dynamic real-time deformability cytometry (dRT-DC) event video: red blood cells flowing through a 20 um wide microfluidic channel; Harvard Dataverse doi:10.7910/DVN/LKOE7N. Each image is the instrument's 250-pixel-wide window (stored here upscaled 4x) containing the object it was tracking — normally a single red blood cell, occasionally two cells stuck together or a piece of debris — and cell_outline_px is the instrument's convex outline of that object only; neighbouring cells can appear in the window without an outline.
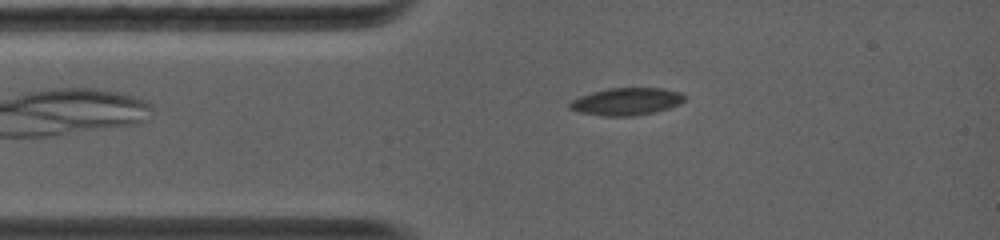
{"species": "common noctule bat (a hibernating species)", "species_latin": "Nyctalus noctula", "temperature_condition": "warm", "stored_images_in_passage": 60, "camera_frame_rate_fps": 5000, "um_per_image_px": 0.085, "animal": {"sex": "female", "body_mass_g": 19.0, "forearm_length_mm": 56.7}, "frame": {"image": 1, "passage_image": 1, "time_ms": 0.0, "image_size_px": [1000, 240], "cell_outline_px": [[684, 100], [680, 104], [656, 112], [632, 116], [604, 116], [580, 112], [568, 108], [568, 104], [572, 100], [580, 96], [592, 92], [608, 88], [664, 88], [680, 92], [684, 96]], "centroid_in_image_um": [53.25, 8.63], "position_along_channel_um": 31.8, "area_um2": 18.32}}
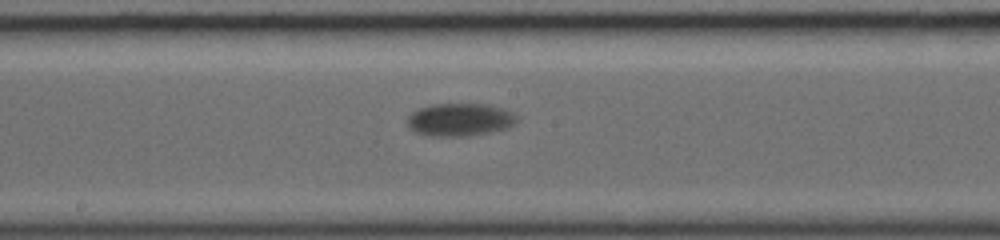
{"frame": {"image": 2, "passage_image": 24, "time_ms": 4.8, "image_size_px": [1000, 240], "cell_outline_px": [[516, 124], [508, 128], [468, 136], [432, 136], [416, 132], [408, 128], [408, 116], [416, 108], [432, 104], [488, 104], [504, 108], [512, 112], [516, 116]], "centroid_in_image_um": [39.08, 10.16], "position_along_channel_um": 209.1, "area_um2": 21.1}}
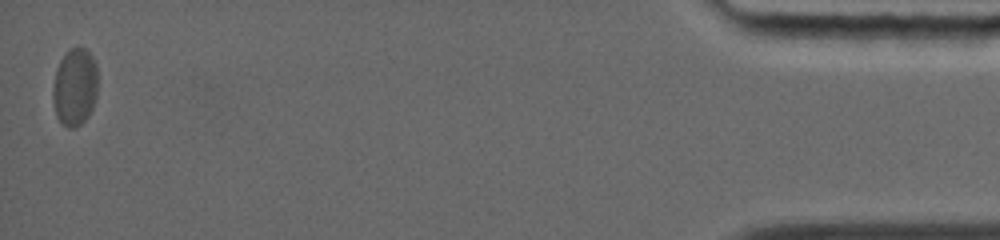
{"frame": {"image": 3, "passage_image": 60, "time_ms": 13.6, "image_size_px": [1000, 240], "cell_outline_px": [[96, 96], [92, 108], [88, 116], [80, 124], [72, 128], [68, 128], [56, 116], [52, 100], [52, 92], [56, 68], [60, 60], [68, 48], [84, 48], [92, 56], [96, 64]], "centroid_in_image_um": [6.33, 7.39], "position_along_channel_um": 428.9, "area_um2": 20.23}, "authors_computed_cell_mechanics": {"area_um2": 20.0566, "velocity_mm_per_s": 3.979, "shape_relaxation_time_tau1_ms": 2.4709, "shape_relaxation_time_tau2_ms": null, "deformation_change_tau1": 0.0754, "deformation_change_tau2": null}}